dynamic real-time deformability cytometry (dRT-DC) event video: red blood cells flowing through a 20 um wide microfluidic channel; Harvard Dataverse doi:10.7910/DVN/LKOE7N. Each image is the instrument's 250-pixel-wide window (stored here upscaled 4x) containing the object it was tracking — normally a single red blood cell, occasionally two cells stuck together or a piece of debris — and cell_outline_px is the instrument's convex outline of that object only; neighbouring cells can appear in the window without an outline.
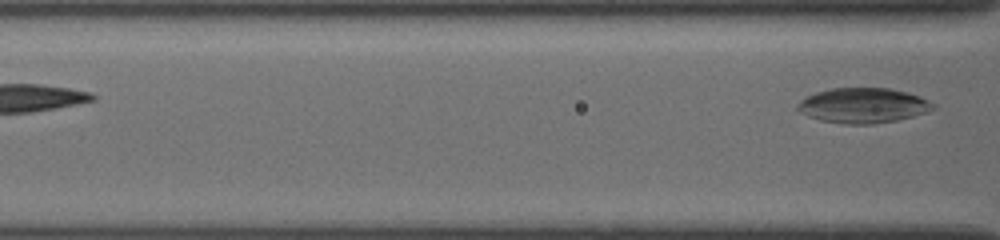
{"species": "common noctule bat (a hibernating species)", "species_latin": "Nyctalus noctula", "temperature_condition": "cold", "stored_images_in_passage": 7, "segment_of_instrument_passage": [2, 2], "camera_frame_rate_fps": 3000, "um_per_image_px": 0.085, "animal": {"sex": "female", "body_mass_g": 19.5, "forearm_length_mm": 54.1}, "frame": {"image": 1, "passage_image": 7, "time_ms": 2.333, "image_size_px": [1000, 240], "cell_outline_px": [[936, 108], [912, 116], [896, 120], [872, 124], [844, 124], [820, 120], [796, 108], [808, 96], [816, 92], [832, 88], [888, 88], [908, 92], [920, 96], [932, 104]], "centroid_in_image_um": [73.4, 8.96], "position_along_channel_um": 93.2, "area_um2": 27.05}}